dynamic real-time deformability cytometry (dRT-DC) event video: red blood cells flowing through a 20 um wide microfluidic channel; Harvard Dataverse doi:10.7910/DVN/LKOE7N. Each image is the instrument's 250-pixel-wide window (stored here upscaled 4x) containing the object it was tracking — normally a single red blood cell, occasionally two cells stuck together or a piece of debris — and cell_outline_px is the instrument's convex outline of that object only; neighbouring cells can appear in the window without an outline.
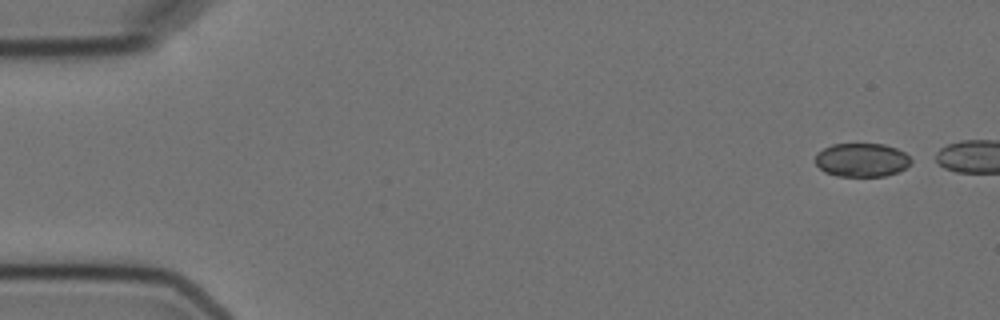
{"species": "Egyptian fruit bat (a non-hibernating species)", "species_latin": "Rousettus aegyptiacus", "temperature_condition": "cold", "stored_images_in_passage": 3, "camera_frame_rate_fps": 3000, "um_per_image_px": 0.085, "animal": {"sex": "female"}, "frame": {"image": 1, "passage_image": 3, "time_ms": 2.333, "image_size_px": [1000, 320], "cell_outline_px": [[912, 160], [904, 168], [896, 172], [884, 176], [836, 176], [824, 172], [816, 164], [816, 152], [832, 144], [884, 144], [896, 148], [904, 152]], "centroid_in_image_um": [73.21, 13.59], "position_along_channel_um": 11.8, "area_um2": 18.67}}